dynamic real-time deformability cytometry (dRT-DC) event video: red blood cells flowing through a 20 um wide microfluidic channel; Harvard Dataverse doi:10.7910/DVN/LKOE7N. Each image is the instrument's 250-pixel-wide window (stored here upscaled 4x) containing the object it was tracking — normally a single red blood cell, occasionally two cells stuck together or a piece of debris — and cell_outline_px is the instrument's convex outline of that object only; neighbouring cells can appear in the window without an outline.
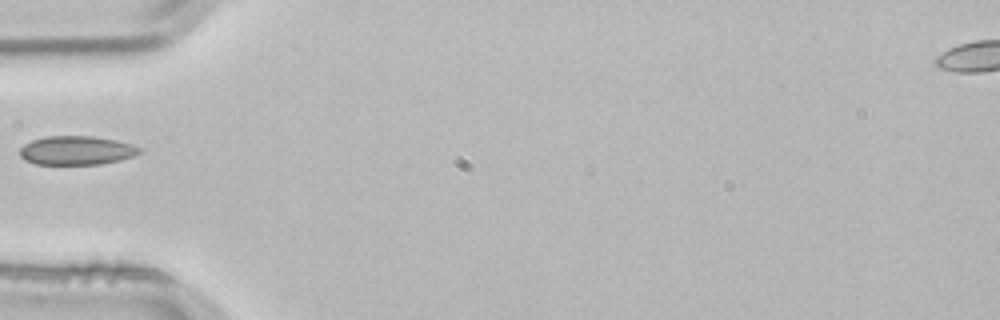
{"species": "common noctule bat (a hibernating species)", "species_latin": "Nyctalus noctula", "temperature_condition": "room temperature", "stored_images_in_passage": 1, "camera_frame_rate_fps": 3000, "um_per_image_px": 0.085, "animal": {"sex": "male", "body_mass_g": 21.5, "forearm_length_mm": 52.0}, "frame": {"image": 1, "passage_image": 1, "time_ms": 0.0, "image_size_px": [1000, 320], "cell_outline_px": [[140, 152], [132, 156], [120, 160], [100, 164], [36, 164], [24, 160], [20, 156], [20, 148], [24, 144], [32, 140], [48, 136], [92, 136], [116, 140], [132, 144], [140, 148]], "centroid_in_image_um": [6.48, 12.78], "position_along_channel_um": 78.5, "area_um2": 20.06}}